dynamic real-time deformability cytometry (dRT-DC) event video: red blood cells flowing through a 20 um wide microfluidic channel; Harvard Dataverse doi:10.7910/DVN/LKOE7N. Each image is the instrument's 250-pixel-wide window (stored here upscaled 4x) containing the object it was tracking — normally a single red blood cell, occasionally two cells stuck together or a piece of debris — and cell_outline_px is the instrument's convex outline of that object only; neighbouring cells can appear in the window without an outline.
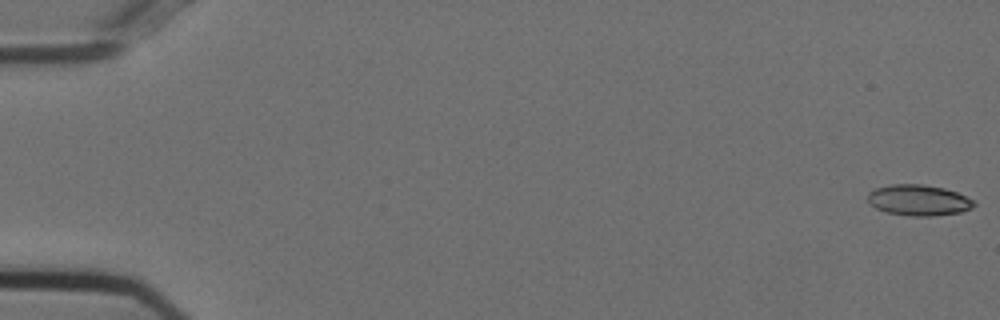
{"species": "Egyptian fruit bat (a non-hibernating species)", "species_latin": "Rousettus aegyptiacus", "temperature_condition": "cold", "stored_images_in_passage": 50, "camera_frame_rate_fps": 3000, "um_per_image_px": 0.085, "animal": {"sex": "female"}, "frame": {"image": 1, "passage_image": 1, "time_ms": 0.0, "image_size_px": [1000, 320], "cell_outline_px": [[976, 204], [972, 208], [960, 212], [932, 216], [912, 216], [888, 212], [876, 208], [868, 200], [868, 192], [876, 188], [892, 184], [924, 184], [944, 188], [956, 192], [976, 200]], "centroid_in_image_um": [78.12, 17.01], "position_along_channel_um": 6.9, "area_um2": 19.07}}
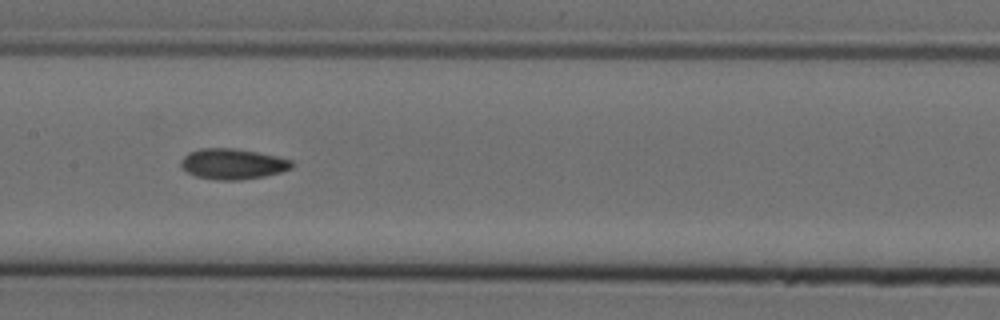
{"frame": {"image": 2, "passage_image": 28, "time_ms": 9.0, "image_size_px": [1000, 320], "cell_outline_px": [[292, 168], [280, 172], [264, 176], [240, 180], [216, 180], [196, 176], [180, 168], [180, 160], [188, 152], [200, 148], [232, 148], [256, 152], [276, 156], [292, 160]], "centroid_in_image_um": [19.73, 13.93], "position_along_channel_um": 187.7, "area_um2": 19.77}}
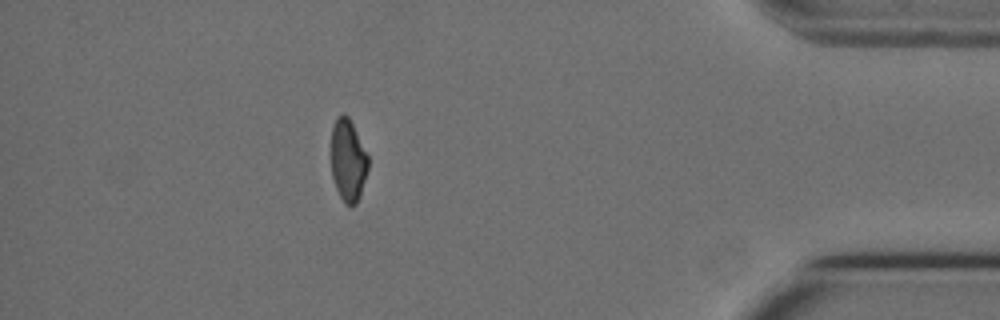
{"frame": {"image": 3, "passage_image": 49, "time_ms": 16.0, "image_size_px": [1000, 320], "cell_outline_px": [[368, 168], [360, 196], [356, 204], [352, 208], [344, 204], [336, 188], [332, 176], [332, 124], [336, 116], [340, 112], [344, 112], [348, 116], [368, 156]], "centroid_in_image_um": [29.57, 13.63], "position_along_channel_um": 405.6, "area_um2": 17.8}, "authors_computed_cell_mechanics": {"area_um2": 19.2474, "velocity_mm_per_s": 3.7391, "shape_relaxation_time_tau1_ms": null, "shape_relaxation_time_tau2_ms": 2.7022, "deformation_change_tau1": null, "deformation_change_tau2": 0.0715}}